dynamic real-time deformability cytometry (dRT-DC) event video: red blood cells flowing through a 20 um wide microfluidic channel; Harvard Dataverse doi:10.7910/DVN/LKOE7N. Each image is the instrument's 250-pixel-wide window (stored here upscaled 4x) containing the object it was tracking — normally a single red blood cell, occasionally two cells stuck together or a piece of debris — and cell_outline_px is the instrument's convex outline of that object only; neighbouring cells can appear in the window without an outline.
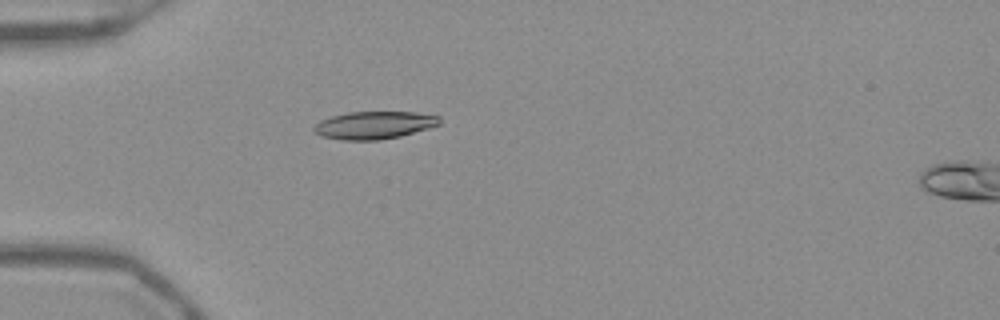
{"species": "Egyptian fruit bat (a non-hibernating species)", "species_latin": "Rousettus aegyptiacus", "temperature_condition": "warm", "stored_images_in_passage": 38, "camera_frame_rate_fps": 3000, "um_per_image_px": 0.085, "frame": {"image": 1, "passage_image": 2, "time_ms": 0.333, "image_size_px": [1000, 320], "cell_outline_px": [[440, 124], [428, 128], [400, 136], [380, 140], [344, 140], [320, 136], [312, 132], [312, 128], [320, 120], [332, 116], [348, 112], [416, 112], [440, 116]], "centroid_in_image_um": [31.77, 10.64], "position_along_channel_um": 53.2, "area_um2": 20.29}}
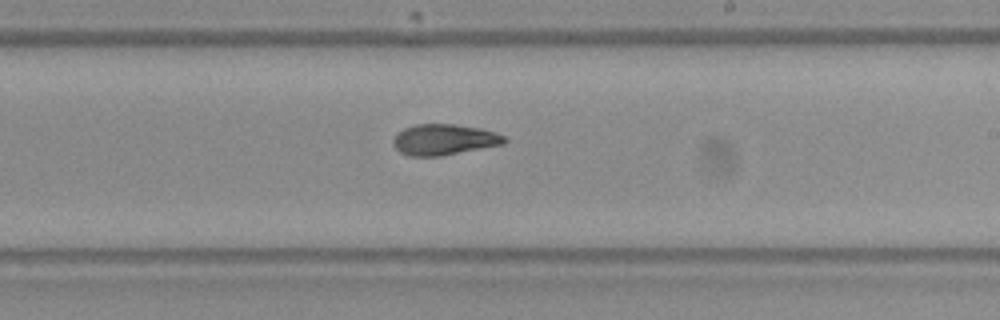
{"frame": {"image": 2, "passage_image": 18, "time_ms": 5.667, "image_size_px": [1000, 320], "cell_outline_px": [[508, 140], [504, 144], [440, 156], [408, 156], [400, 152], [392, 144], [392, 140], [396, 132], [404, 128], [416, 124], [452, 124], [480, 128], [496, 132], [504, 136]], "centroid_in_image_um": [37.72, 11.86], "position_along_channel_um": 251.3, "area_um2": 20.11}}
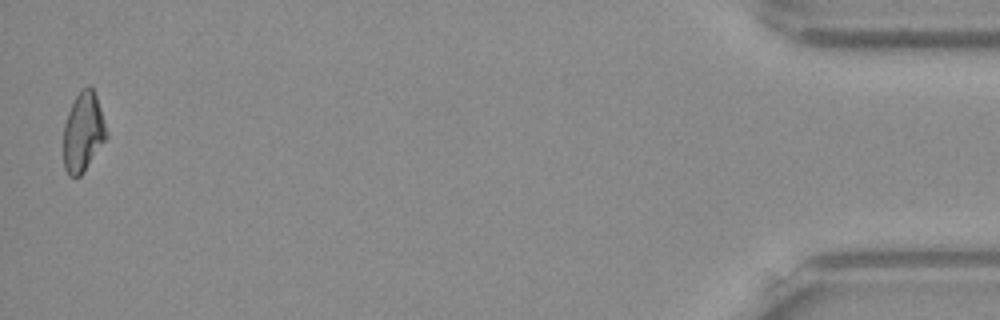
{"frame": {"image": 3, "passage_image": 38, "time_ms": 12.333, "image_size_px": [1000, 320], "cell_outline_px": [[108, 136], [84, 172], [80, 176], [68, 176], [64, 168], [64, 124], [68, 112], [76, 96], [88, 84], [92, 88], [96, 96], [108, 132]], "centroid_in_image_um": [7.07, 11.26], "position_along_channel_um": 428.1, "area_um2": 19.71}, "authors_computed_cell_mechanics": {"area_um2": 20.0566, "velocity_mm_per_s": 3.941, "shape_relaxation_time_tau1_ms": null, "shape_relaxation_time_tau2_ms": 3.1254, "deformation_change_tau1": null, "deformation_change_tau2": 0.0923}}